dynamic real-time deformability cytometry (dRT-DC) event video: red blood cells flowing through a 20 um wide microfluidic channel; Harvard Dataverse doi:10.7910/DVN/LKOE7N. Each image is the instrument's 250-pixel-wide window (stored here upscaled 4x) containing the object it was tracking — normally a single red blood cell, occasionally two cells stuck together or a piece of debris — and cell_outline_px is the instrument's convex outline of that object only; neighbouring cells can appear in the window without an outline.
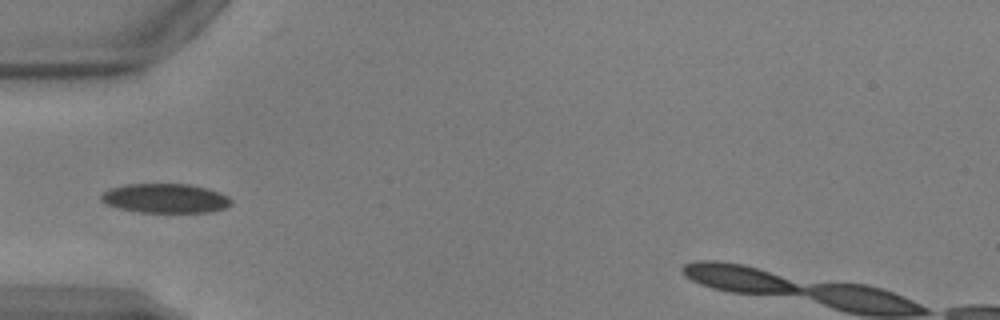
{"species": "common noctule bat (a hibernating species)", "species_latin": "Nyctalus noctula", "temperature_condition": "warm", "stored_images_in_passage": 29, "camera_frame_rate_fps": 3000, "um_per_image_px": 0.085, "animal": {"sex": "male", "body_mass_g": 17.9, "forearm_length_mm": 54.2}, "frame": {"image": 1, "passage_image": 1, "time_ms": 0.0, "image_size_px": [1000, 320], "cell_outline_px": [[232, 204], [224, 208], [208, 212], [136, 212], [120, 208], [108, 204], [100, 200], [100, 196], [104, 192], [112, 188], [128, 184], [188, 184], [220, 192], [228, 196], [232, 200]], "centroid_in_image_um": [14.07, 16.86], "position_along_channel_um": 70.9, "area_um2": 22.02}}
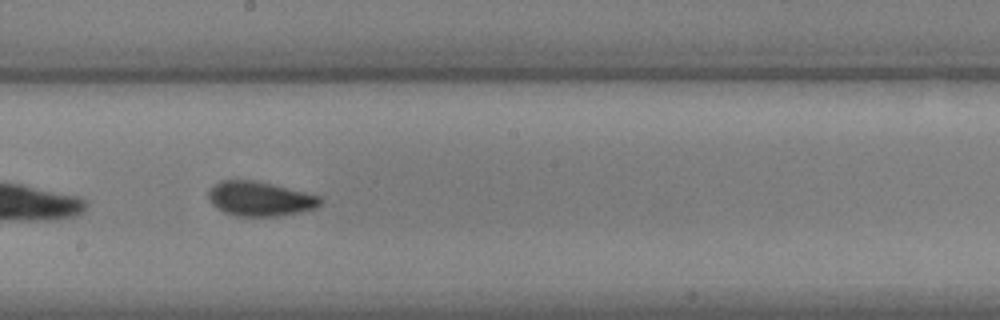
{"frame": {"image": 2, "passage_image": 13, "time_ms": 4.0, "image_size_px": [1000, 320], "cell_outline_px": [[324, 200], [316, 208], [300, 212], [280, 216], [236, 216], [224, 212], [216, 208], [208, 200], [208, 192], [220, 180], [256, 180], [320, 196]], "centroid_in_image_um": [22.09, 16.9], "position_along_channel_um": 226.1, "area_um2": 22.54}}
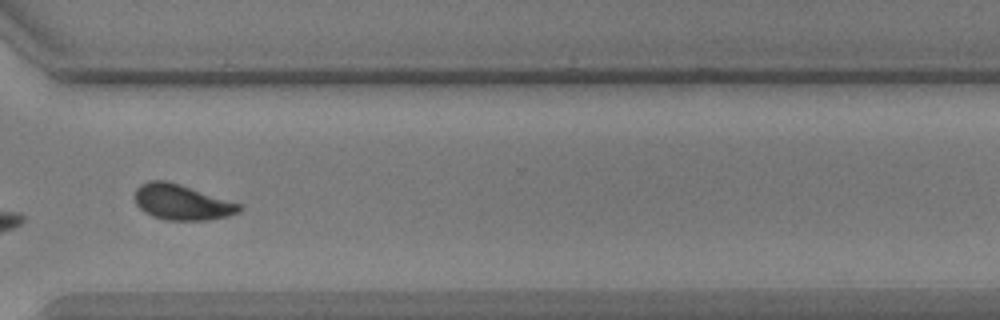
{"frame": {"image": 3, "passage_image": 23, "time_ms": 7.333, "image_size_px": [1000, 320], "cell_outline_px": [[244, 208], [240, 212], [228, 216], [208, 220], [164, 220], [152, 216], [144, 212], [136, 204], [136, 188], [140, 184], [148, 180], [168, 180], [240, 204]], "centroid_in_image_um": [15.45, 17.19], "position_along_channel_um": 355.2, "area_um2": 21.62}, "authors_computed_cell_mechanics": {"area_um2": 21.7328, "velocity_mm_per_s": 3.8683, "shape_relaxation_time_tau1_ms": 2.9117, "shape_relaxation_time_tau2_ms": 1.1385, "deformation_change_tau1": 0.1121, "deformation_change_tau2": 0.0555}}